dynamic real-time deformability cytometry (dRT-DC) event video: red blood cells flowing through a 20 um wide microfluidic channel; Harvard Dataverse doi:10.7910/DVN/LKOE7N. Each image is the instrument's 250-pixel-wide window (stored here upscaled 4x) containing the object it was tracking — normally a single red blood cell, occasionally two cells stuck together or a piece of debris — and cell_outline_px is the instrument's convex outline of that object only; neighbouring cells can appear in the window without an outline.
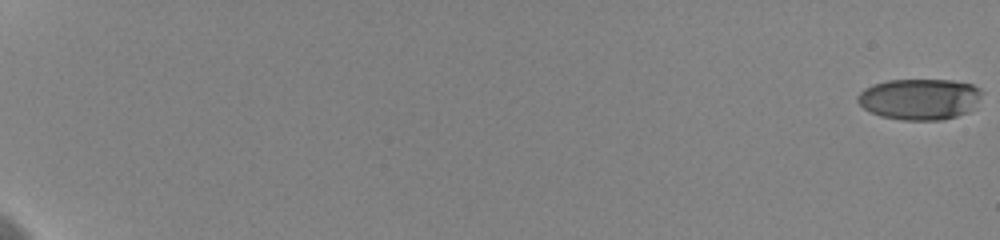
{"species": "human", "species_latin": "Homo sapiens", "temperature_condition": "cold", "stored_images_in_passage": 77, "camera_frame_rate_fps": 3000, "um_per_image_px": 0.085, "donor": {"sex": "female"}, "frame": {"image": 1, "passage_image": 1, "time_ms": 0.0, "image_size_px": [1000, 240], "cell_outline_px": [[980, 92], [976, 100], [968, 112], [956, 116], [940, 120], [904, 120], [880, 116], [864, 108], [856, 100], [856, 96], [864, 88], [872, 84], [888, 80], [952, 80], [972, 84], [980, 88]], "centroid_in_image_um": [78.1, 8.41], "position_along_channel_um": 6.9, "area_um2": 29.48}}
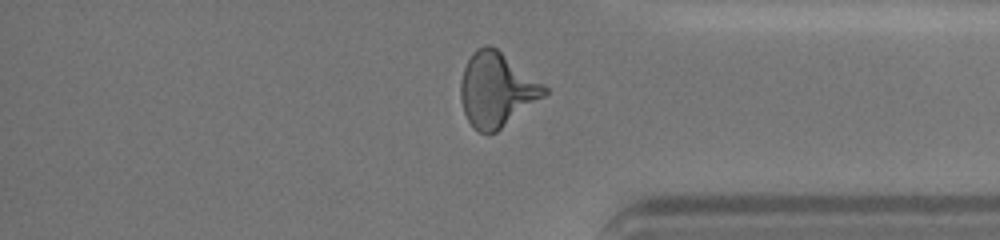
{"frame": {"image": 2, "passage_image": 68, "time_ms": 17.333, "image_size_px": [1000, 240], "cell_outline_px": [[548, 92], [544, 96], [496, 132], [480, 132], [468, 120], [464, 112], [460, 100], [460, 80], [464, 68], [472, 52], [476, 48], [484, 44], [488, 44], [496, 48], [544, 84], [548, 88]], "centroid_in_image_um": [42.19, 7.59], "position_along_channel_um": 393.0, "area_um2": 35.84}}
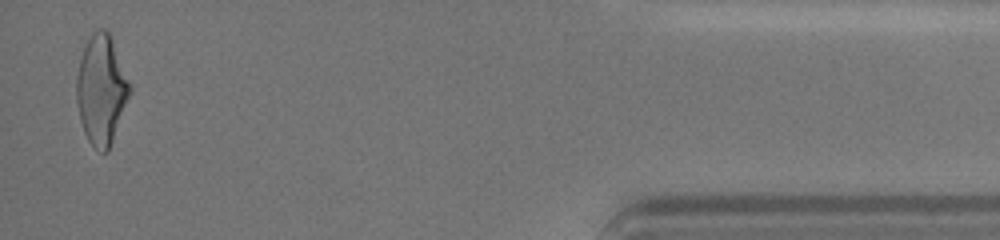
{"frame": {"image": 3, "passage_image": 76, "time_ms": 19.667, "image_size_px": [1000, 240], "cell_outline_px": [[132, 92], [108, 152], [100, 152], [88, 140], [84, 132], [80, 120], [76, 100], [76, 76], [80, 60], [84, 48], [92, 32], [96, 28], [104, 28], [108, 32], [112, 40], [132, 88]], "centroid_in_image_um": [8.62, 7.65], "position_along_channel_um": 426.6, "area_um2": 33.87}, "authors_computed_cell_mechanics": {"area_um2": 33.0038, "velocity_mm_per_s": 3.6176, "shape_relaxation_time_tau1_ms": 4.5444, "shape_relaxation_time_tau2_ms": 2.0525, "deformation_change_tau1": 0.195, "deformation_change_tau2": 0.1129}}